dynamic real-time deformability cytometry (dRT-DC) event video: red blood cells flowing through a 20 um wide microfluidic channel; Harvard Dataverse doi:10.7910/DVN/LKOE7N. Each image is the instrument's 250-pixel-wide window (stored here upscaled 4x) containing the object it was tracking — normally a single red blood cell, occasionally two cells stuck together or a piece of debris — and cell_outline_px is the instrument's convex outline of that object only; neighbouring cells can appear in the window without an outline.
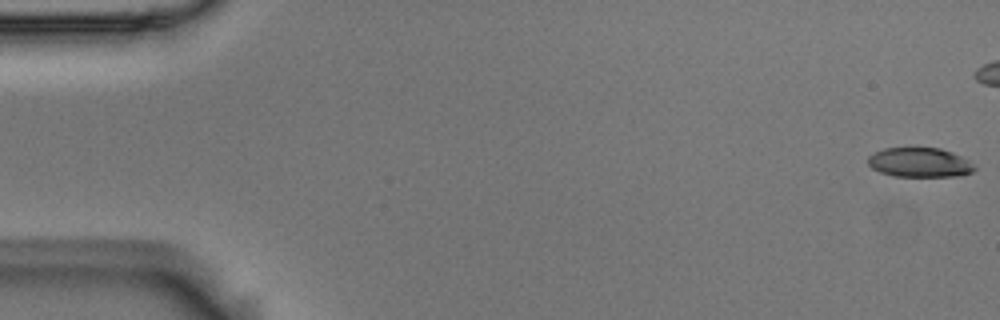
{"species": "Egyptian fruit bat (a non-hibernating species)", "species_latin": "Rousettus aegyptiacus", "temperature_condition": "room temperature", "stored_images_in_passage": 45, "camera_frame_rate_fps": 3000, "um_per_image_px": 0.085, "animal": {"sex": "male"}, "frame": {"image": 1, "passage_image": 1, "time_ms": 0.0, "image_size_px": [1000, 320], "cell_outline_px": [[976, 168], [972, 172], [960, 176], [896, 176], [880, 172], [872, 168], [868, 164], [868, 156], [884, 148], [940, 148], [952, 152], [968, 160]], "centroid_in_image_um": [78.17, 13.81], "position_along_channel_um": 6.8, "area_um2": 18.15}}
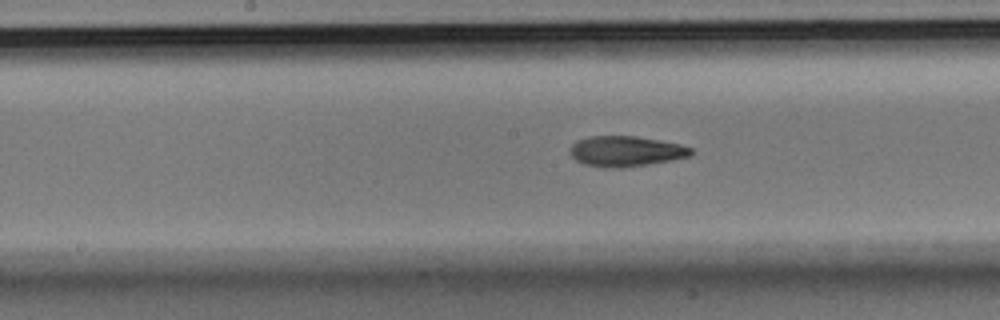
{"frame": {"image": 2, "passage_image": 28, "time_ms": 9.0, "image_size_px": [1000, 320], "cell_outline_px": [[692, 156], [672, 160], [648, 164], [620, 168], [604, 168], [584, 164], [576, 160], [572, 156], [572, 144], [576, 140], [592, 136], [636, 136], [660, 140], [680, 144], [692, 148]], "centroid_in_image_um": [53.22, 12.86], "position_along_channel_um": 195.0, "area_um2": 21.44}}
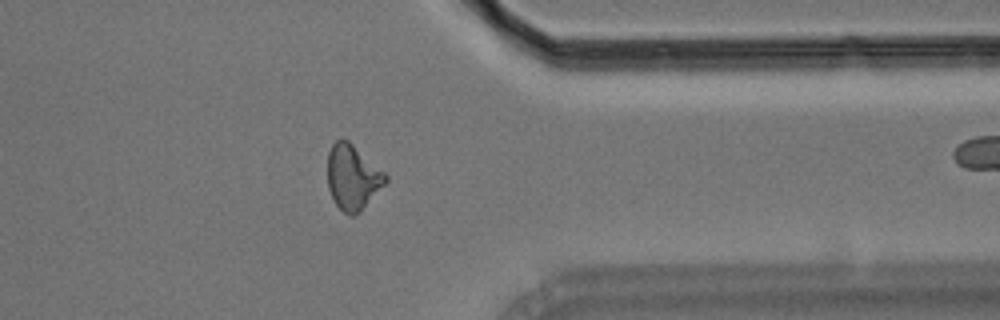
{"frame": {"image": 3, "passage_image": 44, "time_ms": 14.333, "image_size_px": [1000, 320], "cell_outline_px": [[388, 180], [352, 216], [348, 216], [336, 204], [328, 188], [328, 152], [332, 144], [336, 140], [348, 140], [384, 172], [388, 176]], "centroid_in_image_um": [29.94, 15.02], "position_along_channel_um": 381.5, "area_um2": 21.15}}